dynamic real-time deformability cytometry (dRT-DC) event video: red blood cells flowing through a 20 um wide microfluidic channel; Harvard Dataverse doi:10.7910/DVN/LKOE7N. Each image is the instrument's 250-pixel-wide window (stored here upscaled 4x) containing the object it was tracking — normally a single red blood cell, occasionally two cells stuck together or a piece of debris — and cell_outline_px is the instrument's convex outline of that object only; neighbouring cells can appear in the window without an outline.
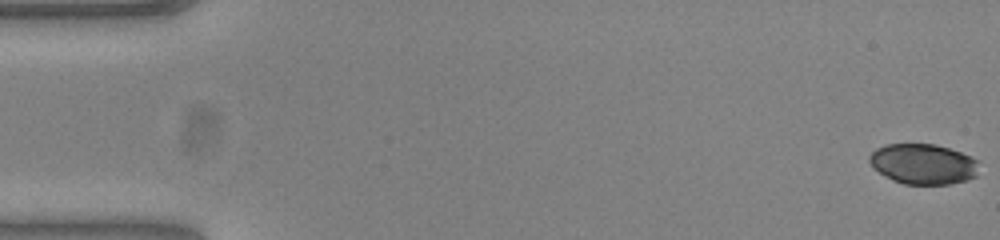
{"species": "common noctule bat (a hibernating species)", "species_latin": "Nyctalus noctula", "temperature_condition": "warm", "stored_images_in_passage": 53, "camera_frame_rate_fps": 3000, "um_per_image_px": 0.085, "animal": {"sex": "female", "body_mass_g": 23.0, "forearm_length_mm": 53.4}, "frame": {"image": 1, "passage_image": 1, "time_ms": 0.0, "image_size_px": [1000, 240], "cell_outline_px": [[976, 176], [968, 180], [948, 184], [904, 184], [892, 180], [872, 168], [868, 160], [868, 156], [876, 148], [884, 144], [936, 144], [960, 152], [976, 160]], "centroid_in_image_um": [78.4, 13.94], "position_along_channel_um": 6.6, "area_um2": 25.72}}
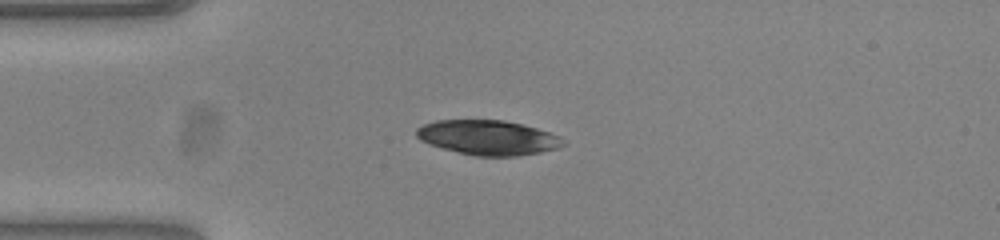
{"frame": {"image": 2, "passage_image": 14, "time_ms": 4.333, "image_size_px": [1000, 240], "cell_outline_px": [[568, 144], [560, 148], [540, 152], [516, 156], [476, 156], [428, 144], [420, 140], [416, 136], [416, 128], [424, 124], [436, 120], [504, 120], [536, 128], [560, 136]], "centroid_in_image_um": [41.5, 11.69], "position_along_channel_um": 43.5, "area_um2": 29.65}}